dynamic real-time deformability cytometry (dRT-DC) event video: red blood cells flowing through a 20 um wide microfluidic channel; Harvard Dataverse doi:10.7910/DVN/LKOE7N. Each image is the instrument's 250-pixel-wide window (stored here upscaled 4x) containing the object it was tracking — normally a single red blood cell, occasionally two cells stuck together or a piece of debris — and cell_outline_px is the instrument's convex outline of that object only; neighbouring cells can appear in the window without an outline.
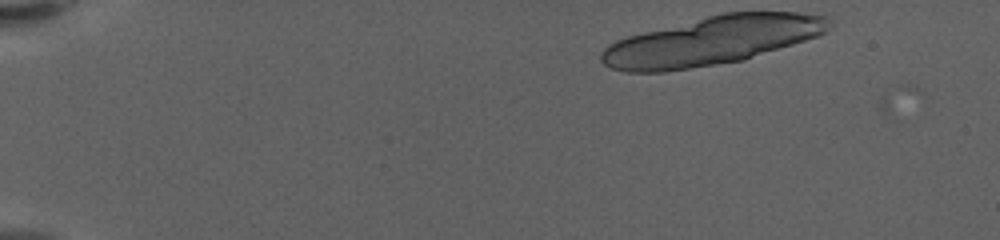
{"species": "human", "species_latin": "Homo sapiens", "temperature_condition": "warm", "stored_images_in_passage": 8, "camera_frame_rate_fps": 3000, "um_per_image_px": 0.085, "donor": {"sex": "female"}, "frame": {"image": 1, "passage_image": 1, "time_ms": 0.0, "image_size_px": [1000, 240], "cell_outline_px": [[832, 28], [816, 36], [744, 60], [664, 72], [624, 72], [612, 68], [604, 64], [600, 60], [600, 52], [608, 44], [616, 40], [628, 36], [724, 12], [796, 12], [828, 16], [832, 20]], "centroid_in_image_um": [60.51, 3.46], "position_along_channel_um": 24.5, "area_um2": 64.16}}